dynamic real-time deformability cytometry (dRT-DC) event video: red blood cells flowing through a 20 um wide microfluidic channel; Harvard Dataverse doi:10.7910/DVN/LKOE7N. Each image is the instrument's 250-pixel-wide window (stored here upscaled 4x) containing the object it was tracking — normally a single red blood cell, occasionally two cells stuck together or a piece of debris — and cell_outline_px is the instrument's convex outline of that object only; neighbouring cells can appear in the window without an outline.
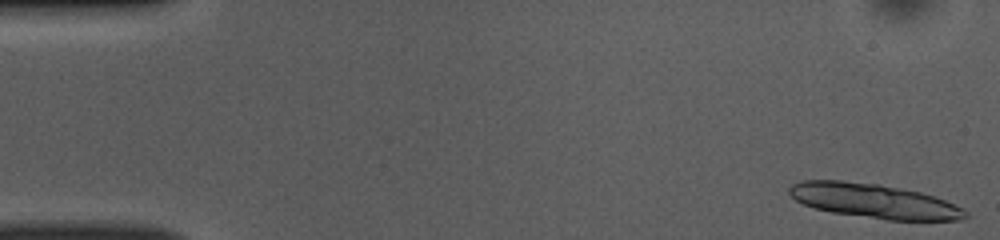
{"species": "common noctule bat (a hibernating species)", "species_latin": "Nyctalus noctula", "temperature_condition": "room temperature", "stored_images_in_passage": 50, "camera_frame_rate_fps": 3000, "um_per_image_px": 0.085, "animal": {"sex": "female", "body_mass_g": 10.0, "forearm_length_mm": 53.1}, "frame": {"image": 1, "passage_image": 1, "time_ms": 0.0, "image_size_px": [1000, 240], "cell_outline_px": [[968, 216], [964, 220], [888, 220], [832, 212], [816, 208], [804, 204], [796, 200], [788, 192], [788, 188], [792, 184], [804, 180], [840, 180], [880, 184], [920, 192], [944, 200], [964, 208], [968, 212]], "centroid_in_image_um": [74.31, 17.08], "position_along_channel_um": 10.7, "area_um2": 35.2}}
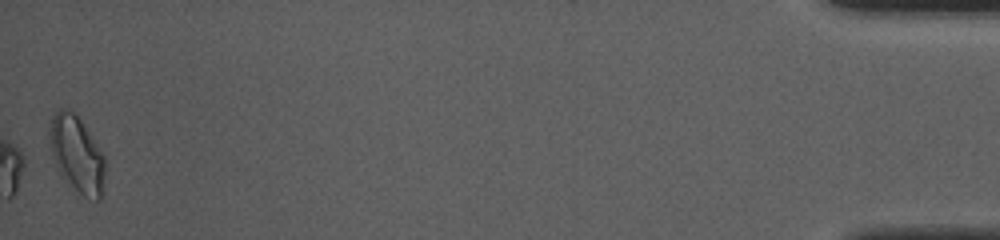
{"frame": {"image": 2, "passage_image": 50, "time_ms": 16.333, "image_size_px": [1000, 240], "cell_outline_px": [[104, 172], [100, 200], [96, 200], [84, 196], [60, 176], [52, 156], [48, 136], [48, 132], [52, 116], [60, 108], [68, 108], [80, 120], [104, 156]], "centroid_in_image_um": [6.48, 13.1], "position_along_channel_um": 428.7, "area_um2": 24.28}, "authors_computed_cell_mechanics": {"area_um2": 20.4323, "velocity_mm_per_s": 3.9321, "shape_relaxation_time_tau1_ms": 3.121, "shape_relaxation_time_tau2_ms": 6.7315, "deformation_change_tau1": 0.0996, "deformation_change_tau2": 0.1067}}